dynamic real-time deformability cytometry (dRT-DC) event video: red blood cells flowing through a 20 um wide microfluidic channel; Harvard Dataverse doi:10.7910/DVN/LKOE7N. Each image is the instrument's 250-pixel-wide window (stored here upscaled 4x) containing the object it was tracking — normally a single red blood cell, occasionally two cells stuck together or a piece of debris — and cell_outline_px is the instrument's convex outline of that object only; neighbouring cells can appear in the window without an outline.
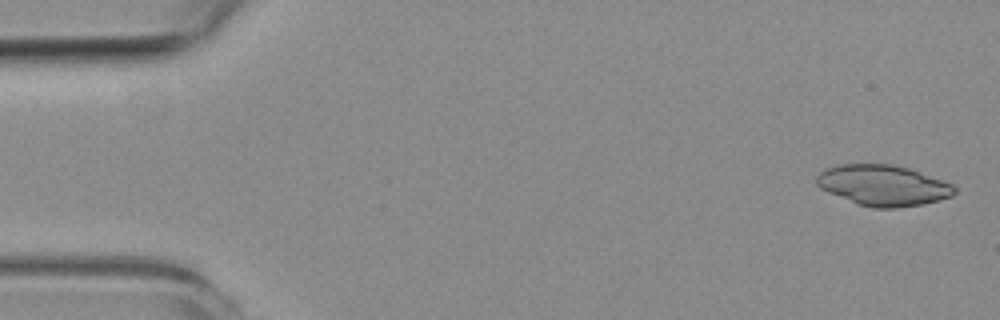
{"species": "common noctule bat (a hibernating species)", "species_latin": "Nyctalus noctula", "temperature_condition": "room temperature", "stored_images_in_passage": 5, "camera_frame_rate_fps": 3000, "um_per_image_px": 0.085, "animal": {"sex": "female", "body_mass_g": 19.3, "forearm_length_mm": 54.1}, "frame": {"image": 1, "passage_image": 1, "time_ms": 0.0, "image_size_px": [1000, 320], "cell_outline_px": [[956, 192], [952, 196], [940, 200], [924, 204], [896, 208], [872, 208], [856, 204], [828, 192], [820, 188], [816, 184], [816, 176], [824, 168], [840, 164], [892, 164], [908, 168], [920, 172], [952, 184], [956, 188]], "centroid_in_image_um": [75.04, 15.76], "position_along_channel_um": 10.0, "area_um2": 32.89}}